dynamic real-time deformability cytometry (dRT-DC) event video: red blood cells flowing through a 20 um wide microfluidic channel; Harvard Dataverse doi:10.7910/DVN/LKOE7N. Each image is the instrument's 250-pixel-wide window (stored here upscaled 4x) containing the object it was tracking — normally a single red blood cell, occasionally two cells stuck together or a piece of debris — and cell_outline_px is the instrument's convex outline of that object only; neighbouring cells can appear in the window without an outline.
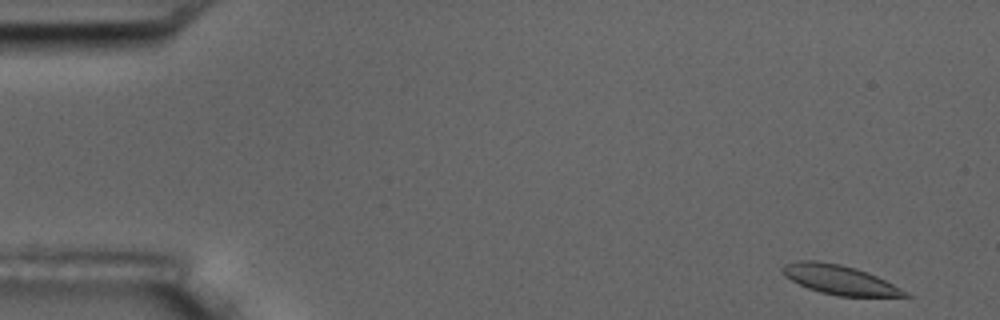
{"species": "common noctule bat (a hibernating species)", "species_latin": "Nyctalus noctula", "temperature_condition": "room temperature", "stored_images_in_passage": 3, "camera_frame_rate_fps": 3000, "um_per_image_px": 0.085, "animal": {"sex": "male", "body_mass_g": 17.5, "forearm_length_mm": 52.3}, "frame": {"image": 1, "passage_image": 1, "time_ms": 0.0, "image_size_px": [1000, 320], "cell_outline_px": [[912, 296], [836, 296], [820, 292], [808, 288], [784, 276], [780, 272], [780, 268], [784, 264], [800, 260], [816, 260], [840, 264], [856, 268], [876, 276], [908, 292]], "centroid_in_image_um": [71.3, 23.77], "position_along_channel_um": 13.7, "area_um2": 20.81}}